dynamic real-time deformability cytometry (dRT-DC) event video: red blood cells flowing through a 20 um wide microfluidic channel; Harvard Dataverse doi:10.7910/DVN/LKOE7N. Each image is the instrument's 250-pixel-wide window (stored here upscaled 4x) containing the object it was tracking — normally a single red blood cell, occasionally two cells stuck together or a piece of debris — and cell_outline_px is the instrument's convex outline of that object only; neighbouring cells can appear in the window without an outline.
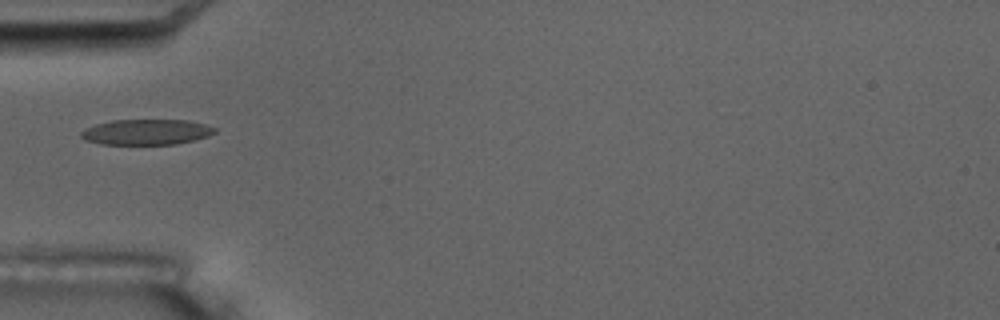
{"species": "common noctule bat (a hibernating species)", "species_latin": "Nyctalus noctula", "temperature_condition": "room temperature", "stored_images_in_passage": 5, "camera_frame_rate_fps": 3000, "um_per_image_px": 0.085, "animal": {"sex": "male", "body_mass_g": 17.5, "forearm_length_mm": 52.3}, "frame": {"image": 1, "passage_image": 5, "time_ms": 5.0, "image_size_px": [1000, 320], "cell_outline_px": [[216, 132], [208, 136], [176, 144], [100, 144], [84, 140], [80, 136], [80, 132], [84, 128], [96, 124], [112, 120], [188, 120], [204, 124], [216, 128]], "centroid_in_image_um": [12.4, 11.22], "position_along_channel_um": 72.6, "area_um2": 19.88}}